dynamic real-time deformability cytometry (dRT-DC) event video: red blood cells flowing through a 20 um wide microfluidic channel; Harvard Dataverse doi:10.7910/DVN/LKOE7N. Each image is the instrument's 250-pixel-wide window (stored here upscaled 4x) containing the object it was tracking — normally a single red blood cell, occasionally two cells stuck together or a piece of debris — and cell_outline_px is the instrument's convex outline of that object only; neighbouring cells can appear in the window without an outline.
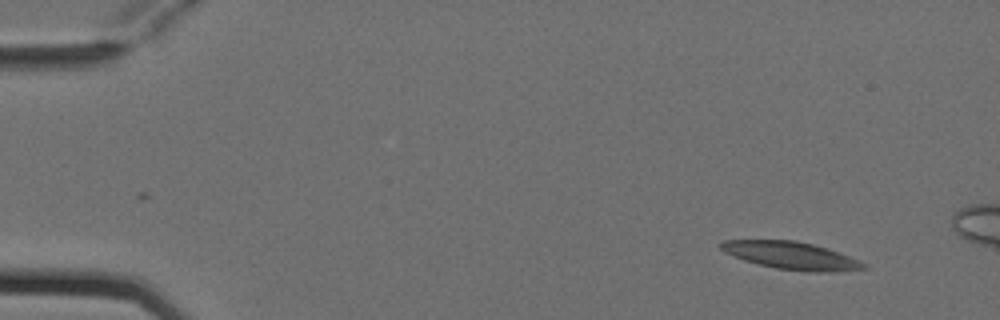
{"species": "Egyptian fruit bat (a non-hibernating species)", "species_latin": "Rousettus aegyptiacus", "temperature_condition": "cold", "stored_images_in_passage": 4, "camera_frame_rate_fps": 3000, "um_per_image_px": 0.085, "animal": {"sex": "female"}, "frame": {"image": 1, "passage_image": 1, "time_ms": 0.0, "image_size_px": [1000, 320], "cell_outline_px": [[868, 268], [836, 272], [812, 272], [776, 268], [744, 260], [724, 252], [716, 244], [724, 240], [796, 240], [812, 244], [860, 260], [868, 264]], "centroid_in_image_um": [67.25, 21.72], "position_along_channel_um": 17.8, "area_um2": 22.83}}